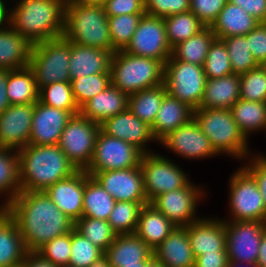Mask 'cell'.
Here are the masks:
<instances>
[{
  "label": "cell",
  "instance_id": "2e32d148",
  "mask_svg": "<svg viewBox=\"0 0 266 267\" xmlns=\"http://www.w3.org/2000/svg\"><path fill=\"white\" fill-rule=\"evenodd\" d=\"M93 177L116 201L148 202L140 166L96 172Z\"/></svg>",
  "mask_w": 266,
  "mask_h": 267
},
{
  "label": "cell",
  "instance_id": "8d00e7d4",
  "mask_svg": "<svg viewBox=\"0 0 266 267\" xmlns=\"http://www.w3.org/2000/svg\"><path fill=\"white\" fill-rule=\"evenodd\" d=\"M240 131L248 139L253 131L266 128V102L239 99L231 108Z\"/></svg>",
  "mask_w": 266,
  "mask_h": 267
},
{
  "label": "cell",
  "instance_id": "f546056e",
  "mask_svg": "<svg viewBox=\"0 0 266 267\" xmlns=\"http://www.w3.org/2000/svg\"><path fill=\"white\" fill-rule=\"evenodd\" d=\"M175 227L163 213L148 203L143 205L140 210L135 234L154 250Z\"/></svg>",
  "mask_w": 266,
  "mask_h": 267
},
{
  "label": "cell",
  "instance_id": "7a4b0ae2",
  "mask_svg": "<svg viewBox=\"0 0 266 267\" xmlns=\"http://www.w3.org/2000/svg\"><path fill=\"white\" fill-rule=\"evenodd\" d=\"M17 154L21 191H46L78 171L58 144H29Z\"/></svg>",
  "mask_w": 266,
  "mask_h": 267
},
{
  "label": "cell",
  "instance_id": "11a10c76",
  "mask_svg": "<svg viewBox=\"0 0 266 267\" xmlns=\"http://www.w3.org/2000/svg\"><path fill=\"white\" fill-rule=\"evenodd\" d=\"M250 162L244 167L253 175L258 183L266 208V157L257 155L256 157H252Z\"/></svg>",
  "mask_w": 266,
  "mask_h": 267
},
{
  "label": "cell",
  "instance_id": "d6986e66",
  "mask_svg": "<svg viewBox=\"0 0 266 267\" xmlns=\"http://www.w3.org/2000/svg\"><path fill=\"white\" fill-rule=\"evenodd\" d=\"M160 143L175 154L189 159L218 156L209 138L202 132L194 119L170 132Z\"/></svg>",
  "mask_w": 266,
  "mask_h": 267
},
{
  "label": "cell",
  "instance_id": "94428289",
  "mask_svg": "<svg viewBox=\"0 0 266 267\" xmlns=\"http://www.w3.org/2000/svg\"><path fill=\"white\" fill-rule=\"evenodd\" d=\"M257 265L259 267L266 266V230L264 231L261 238V244L259 246V254L257 258Z\"/></svg>",
  "mask_w": 266,
  "mask_h": 267
},
{
  "label": "cell",
  "instance_id": "a7ac6f4b",
  "mask_svg": "<svg viewBox=\"0 0 266 267\" xmlns=\"http://www.w3.org/2000/svg\"><path fill=\"white\" fill-rule=\"evenodd\" d=\"M6 210V207L4 205H0V216L1 214Z\"/></svg>",
  "mask_w": 266,
  "mask_h": 267
},
{
  "label": "cell",
  "instance_id": "681fc988",
  "mask_svg": "<svg viewBox=\"0 0 266 267\" xmlns=\"http://www.w3.org/2000/svg\"><path fill=\"white\" fill-rule=\"evenodd\" d=\"M36 252L56 266L69 264L71 257V231L48 241Z\"/></svg>",
  "mask_w": 266,
  "mask_h": 267
},
{
  "label": "cell",
  "instance_id": "7bdbcfd3",
  "mask_svg": "<svg viewBox=\"0 0 266 267\" xmlns=\"http://www.w3.org/2000/svg\"><path fill=\"white\" fill-rule=\"evenodd\" d=\"M143 15L145 14L108 16L113 52L124 50L127 47Z\"/></svg>",
  "mask_w": 266,
  "mask_h": 267
},
{
  "label": "cell",
  "instance_id": "f1b7e54d",
  "mask_svg": "<svg viewBox=\"0 0 266 267\" xmlns=\"http://www.w3.org/2000/svg\"><path fill=\"white\" fill-rule=\"evenodd\" d=\"M27 253L17 223L5 210L0 216V267H19Z\"/></svg>",
  "mask_w": 266,
  "mask_h": 267
},
{
  "label": "cell",
  "instance_id": "9c48e42d",
  "mask_svg": "<svg viewBox=\"0 0 266 267\" xmlns=\"http://www.w3.org/2000/svg\"><path fill=\"white\" fill-rule=\"evenodd\" d=\"M229 186L232 215L229 221L266 222V208L258 183L244 166L234 172Z\"/></svg>",
  "mask_w": 266,
  "mask_h": 267
},
{
  "label": "cell",
  "instance_id": "4fadbf2b",
  "mask_svg": "<svg viewBox=\"0 0 266 267\" xmlns=\"http://www.w3.org/2000/svg\"><path fill=\"white\" fill-rule=\"evenodd\" d=\"M123 51L165 64L171 57L172 48L167 41L164 18L143 15L130 43Z\"/></svg>",
  "mask_w": 266,
  "mask_h": 267
},
{
  "label": "cell",
  "instance_id": "44dd1931",
  "mask_svg": "<svg viewBox=\"0 0 266 267\" xmlns=\"http://www.w3.org/2000/svg\"><path fill=\"white\" fill-rule=\"evenodd\" d=\"M185 227L195 258L204 253H227L224 219L204 217Z\"/></svg>",
  "mask_w": 266,
  "mask_h": 267
},
{
  "label": "cell",
  "instance_id": "603a6c76",
  "mask_svg": "<svg viewBox=\"0 0 266 267\" xmlns=\"http://www.w3.org/2000/svg\"><path fill=\"white\" fill-rule=\"evenodd\" d=\"M113 51L88 47L71 42L69 60L70 81L82 76L110 73Z\"/></svg>",
  "mask_w": 266,
  "mask_h": 267
},
{
  "label": "cell",
  "instance_id": "003e7915",
  "mask_svg": "<svg viewBox=\"0 0 266 267\" xmlns=\"http://www.w3.org/2000/svg\"><path fill=\"white\" fill-rule=\"evenodd\" d=\"M241 266L240 262H236V261H229L228 262V266L227 267H238ZM246 266L248 267H259L257 264H253V263H246Z\"/></svg>",
  "mask_w": 266,
  "mask_h": 267
},
{
  "label": "cell",
  "instance_id": "db71d44e",
  "mask_svg": "<svg viewBox=\"0 0 266 267\" xmlns=\"http://www.w3.org/2000/svg\"><path fill=\"white\" fill-rule=\"evenodd\" d=\"M103 8L107 16L146 14L144 0H108Z\"/></svg>",
  "mask_w": 266,
  "mask_h": 267
},
{
  "label": "cell",
  "instance_id": "8c879c8a",
  "mask_svg": "<svg viewBox=\"0 0 266 267\" xmlns=\"http://www.w3.org/2000/svg\"><path fill=\"white\" fill-rule=\"evenodd\" d=\"M266 71V61L261 65Z\"/></svg>",
  "mask_w": 266,
  "mask_h": 267
},
{
  "label": "cell",
  "instance_id": "ac0fdd59",
  "mask_svg": "<svg viewBox=\"0 0 266 267\" xmlns=\"http://www.w3.org/2000/svg\"><path fill=\"white\" fill-rule=\"evenodd\" d=\"M72 116L67 110L47 106L38 100L34 103L29 144L57 145Z\"/></svg>",
  "mask_w": 266,
  "mask_h": 267
},
{
  "label": "cell",
  "instance_id": "484cf974",
  "mask_svg": "<svg viewBox=\"0 0 266 267\" xmlns=\"http://www.w3.org/2000/svg\"><path fill=\"white\" fill-rule=\"evenodd\" d=\"M193 113V108L167 93L151 127L156 141L160 142L170 132L189 123L193 119Z\"/></svg>",
  "mask_w": 266,
  "mask_h": 267
},
{
  "label": "cell",
  "instance_id": "7402d4cb",
  "mask_svg": "<svg viewBox=\"0 0 266 267\" xmlns=\"http://www.w3.org/2000/svg\"><path fill=\"white\" fill-rule=\"evenodd\" d=\"M45 192L57 208L75 222L83 213L84 170L56 182Z\"/></svg>",
  "mask_w": 266,
  "mask_h": 267
},
{
  "label": "cell",
  "instance_id": "f5cc1de1",
  "mask_svg": "<svg viewBox=\"0 0 266 267\" xmlns=\"http://www.w3.org/2000/svg\"><path fill=\"white\" fill-rule=\"evenodd\" d=\"M246 38L254 59L262 65L266 61V23H259Z\"/></svg>",
  "mask_w": 266,
  "mask_h": 267
},
{
  "label": "cell",
  "instance_id": "83f0119b",
  "mask_svg": "<svg viewBox=\"0 0 266 267\" xmlns=\"http://www.w3.org/2000/svg\"><path fill=\"white\" fill-rule=\"evenodd\" d=\"M128 95L110 84L81 108L80 113L89 120L101 124L105 119L113 117L128 108Z\"/></svg>",
  "mask_w": 266,
  "mask_h": 267
},
{
  "label": "cell",
  "instance_id": "ffe728a7",
  "mask_svg": "<svg viewBox=\"0 0 266 267\" xmlns=\"http://www.w3.org/2000/svg\"><path fill=\"white\" fill-rule=\"evenodd\" d=\"M100 130L110 137L134 145L144 154L152 153V151L146 149V143L156 141L151 127L136 117L128 108L113 117L105 119L100 124Z\"/></svg>",
  "mask_w": 266,
  "mask_h": 267
},
{
  "label": "cell",
  "instance_id": "8992f818",
  "mask_svg": "<svg viewBox=\"0 0 266 267\" xmlns=\"http://www.w3.org/2000/svg\"><path fill=\"white\" fill-rule=\"evenodd\" d=\"M193 119L209 138L214 151L238 159L250 157L248 139L236 124L231 109L198 108Z\"/></svg>",
  "mask_w": 266,
  "mask_h": 267
},
{
  "label": "cell",
  "instance_id": "e575fe53",
  "mask_svg": "<svg viewBox=\"0 0 266 267\" xmlns=\"http://www.w3.org/2000/svg\"><path fill=\"white\" fill-rule=\"evenodd\" d=\"M167 94L165 84L143 89L128 97V109L150 127L153 126L162 100Z\"/></svg>",
  "mask_w": 266,
  "mask_h": 267
},
{
  "label": "cell",
  "instance_id": "60d3db41",
  "mask_svg": "<svg viewBox=\"0 0 266 267\" xmlns=\"http://www.w3.org/2000/svg\"><path fill=\"white\" fill-rule=\"evenodd\" d=\"M74 229L104 253L117 236L108 221L86 216L74 222Z\"/></svg>",
  "mask_w": 266,
  "mask_h": 267
},
{
  "label": "cell",
  "instance_id": "277c9868",
  "mask_svg": "<svg viewBox=\"0 0 266 267\" xmlns=\"http://www.w3.org/2000/svg\"><path fill=\"white\" fill-rule=\"evenodd\" d=\"M62 36L72 43L112 51L108 16L101 6L67 0Z\"/></svg>",
  "mask_w": 266,
  "mask_h": 267
},
{
  "label": "cell",
  "instance_id": "3957f363",
  "mask_svg": "<svg viewBox=\"0 0 266 267\" xmlns=\"http://www.w3.org/2000/svg\"><path fill=\"white\" fill-rule=\"evenodd\" d=\"M18 1L9 10L8 25L32 45L63 35L67 0Z\"/></svg>",
  "mask_w": 266,
  "mask_h": 267
},
{
  "label": "cell",
  "instance_id": "8fae6325",
  "mask_svg": "<svg viewBox=\"0 0 266 267\" xmlns=\"http://www.w3.org/2000/svg\"><path fill=\"white\" fill-rule=\"evenodd\" d=\"M143 154L134 145L110 137L99 130L93 158L85 171L93 176L96 172L138 167L141 164Z\"/></svg>",
  "mask_w": 266,
  "mask_h": 267
},
{
  "label": "cell",
  "instance_id": "30bf717a",
  "mask_svg": "<svg viewBox=\"0 0 266 267\" xmlns=\"http://www.w3.org/2000/svg\"><path fill=\"white\" fill-rule=\"evenodd\" d=\"M100 124L81 113L73 115L65 126L58 143L77 170H86L93 158Z\"/></svg>",
  "mask_w": 266,
  "mask_h": 267
},
{
  "label": "cell",
  "instance_id": "52a82bcc",
  "mask_svg": "<svg viewBox=\"0 0 266 267\" xmlns=\"http://www.w3.org/2000/svg\"><path fill=\"white\" fill-rule=\"evenodd\" d=\"M71 42L65 37L32 45L30 65L38 89L55 82L70 81Z\"/></svg>",
  "mask_w": 266,
  "mask_h": 267
},
{
  "label": "cell",
  "instance_id": "89a4df30",
  "mask_svg": "<svg viewBox=\"0 0 266 267\" xmlns=\"http://www.w3.org/2000/svg\"><path fill=\"white\" fill-rule=\"evenodd\" d=\"M122 267H145V263H139V266H122Z\"/></svg>",
  "mask_w": 266,
  "mask_h": 267
},
{
  "label": "cell",
  "instance_id": "e7e4bbea",
  "mask_svg": "<svg viewBox=\"0 0 266 267\" xmlns=\"http://www.w3.org/2000/svg\"><path fill=\"white\" fill-rule=\"evenodd\" d=\"M85 5H94L103 7L108 0H71Z\"/></svg>",
  "mask_w": 266,
  "mask_h": 267
},
{
  "label": "cell",
  "instance_id": "f35d334b",
  "mask_svg": "<svg viewBox=\"0 0 266 267\" xmlns=\"http://www.w3.org/2000/svg\"><path fill=\"white\" fill-rule=\"evenodd\" d=\"M166 37L171 48L199 33L206 26L191 11L164 17Z\"/></svg>",
  "mask_w": 266,
  "mask_h": 267
},
{
  "label": "cell",
  "instance_id": "bcb514c9",
  "mask_svg": "<svg viewBox=\"0 0 266 267\" xmlns=\"http://www.w3.org/2000/svg\"><path fill=\"white\" fill-rule=\"evenodd\" d=\"M203 70L207 79L221 78L233 73L228 50L222 39L215 38L211 43Z\"/></svg>",
  "mask_w": 266,
  "mask_h": 267
},
{
  "label": "cell",
  "instance_id": "f6af8a7d",
  "mask_svg": "<svg viewBox=\"0 0 266 267\" xmlns=\"http://www.w3.org/2000/svg\"><path fill=\"white\" fill-rule=\"evenodd\" d=\"M72 93L79 108L111 84L110 73H98L72 79Z\"/></svg>",
  "mask_w": 266,
  "mask_h": 267
},
{
  "label": "cell",
  "instance_id": "ab89813d",
  "mask_svg": "<svg viewBox=\"0 0 266 267\" xmlns=\"http://www.w3.org/2000/svg\"><path fill=\"white\" fill-rule=\"evenodd\" d=\"M148 202L116 201L108 218V223L117 235L134 234L139 213Z\"/></svg>",
  "mask_w": 266,
  "mask_h": 267
},
{
  "label": "cell",
  "instance_id": "ba28073f",
  "mask_svg": "<svg viewBox=\"0 0 266 267\" xmlns=\"http://www.w3.org/2000/svg\"><path fill=\"white\" fill-rule=\"evenodd\" d=\"M206 81L203 66L176 60L172 56L165 63L164 84L167 93L194 110L202 101Z\"/></svg>",
  "mask_w": 266,
  "mask_h": 267
},
{
  "label": "cell",
  "instance_id": "6f0895ef",
  "mask_svg": "<svg viewBox=\"0 0 266 267\" xmlns=\"http://www.w3.org/2000/svg\"><path fill=\"white\" fill-rule=\"evenodd\" d=\"M227 253H204L195 258L194 267H227Z\"/></svg>",
  "mask_w": 266,
  "mask_h": 267
},
{
  "label": "cell",
  "instance_id": "d6a6232c",
  "mask_svg": "<svg viewBox=\"0 0 266 267\" xmlns=\"http://www.w3.org/2000/svg\"><path fill=\"white\" fill-rule=\"evenodd\" d=\"M116 200L103 186L84 170V195L82 216L107 221Z\"/></svg>",
  "mask_w": 266,
  "mask_h": 267
},
{
  "label": "cell",
  "instance_id": "9a60e30c",
  "mask_svg": "<svg viewBox=\"0 0 266 267\" xmlns=\"http://www.w3.org/2000/svg\"><path fill=\"white\" fill-rule=\"evenodd\" d=\"M204 193L202 188H197L189 182L185 187L158 195L150 204L175 226L185 227L200 219L195 216V213L198 201Z\"/></svg>",
  "mask_w": 266,
  "mask_h": 267
},
{
  "label": "cell",
  "instance_id": "e0dca14e",
  "mask_svg": "<svg viewBox=\"0 0 266 267\" xmlns=\"http://www.w3.org/2000/svg\"><path fill=\"white\" fill-rule=\"evenodd\" d=\"M34 103L10 105L0 114V147L19 150L29 145Z\"/></svg>",
  "mask_w": 266,
  "mask_h": 267
},
{
  "label": "cell",
  "instance_id": "5bb4252c",
  "mask_svg": "<svg viewBox=\"0 0 266 267\" xmlns=\"http://www.w3.org/2000/svg\"><path fill=\"white\" fill-rule=\"evenodd\" d=\"M224 224L228 260L241 264H257L259 246L266 230V222L224 220Z\"/></svg>",
  "mask_w": 266,
  "mask_h": 267
},
{
  "label": "cell",
  "instance_id": "7c38bea8",
  "mask_svg": "<svg viewBox=\"0 0 266 267\" xmlns=\"http://www.w3.org/2000/svg\"><path fill=\"white\" fill-rule=\"evenodd\" d=\"M140 168L148 203L158 195L185 187L190 182L181 168L159 154H143Z\"/></svg>",
  "mask_w": 266,
  "mask_h": 267
},
{
  "label": "cell",
  "instance_id": "6125c7cd",
  "mask_svg": "<svg viewBox=\"0 0 266 267\" xmlns=\"http://www.w3.org/2000/svg\"><path fill=\"white\" fill-rule=\"evenodd\" d=\"M89 267H111L108 256L104 253L96 259Z\"/></svg>",
  "mask_w": 266,
  "mask_h": 267
},
{
  "label": "cell",
  "instance_id": "cb8c5ba5",
  "mask_svg": "<svg viewBox=\"0 0 266 267\" xmlns=\"http://www.w3.org/2000/svg\"><path fill=\"white\" fill-rule=\"evenodd\" d=\"M153 256L165 267H194L195 256L192 252L186 227H178L153 250Z\"/></svg>",
  "mask_w": 266,
  "mask_h": 267
},
{
  "label": "cell",
  "instance_id": "4dcf8cb0",
  "mask_svg": "<svg viewBox=\"0 0 266 267\" xmlns=\"http://www.w3.org/2000/svg\"><path fill=\"white\" fill-rule=\"evenodd\" d=\"M240 99V75L230 74L207 79L202 101L198 108L231 109Z\"/></svg>",
  "mask_w": 266,
  "mask_h": 267
},
{
  "label": "cell",
  "instance_id": "74e56055",
  "mask_svg": "<svg viewBox=\"0 0 266 267\" xmlns=\"http://www.w3.org/2000/svg\"><path fill=\"white\" fill-rule=\"evenodd\" d=\"M20 192L17 150L0 147V194L6 193L4 195L7 197L4 206L9 205Z\"/></svg>",
  "mask_w": 266,
  "mask_h": 267
},
{
  "label": "cell",
  "instance_id": "1f68e13d",
  "mask_svg": "<svg viewBox=\"0 0 266 267\" xmlns=\"http://www.w3.org/2000/svg\"><path fill=\"white\" fill-rule=\"evenodd\" d=\"M260 22L245 12L241 7L230 3L225 4L219 12L211 29L218 39L230 36L247 35Z\"/></svg>",
  "mask_w": 266,
  "mask_h": 267
},
{
  "label": "cell",
  "instance_id": "4316f807",
  "mask_svg": "<svg viewBox=\"0 0 266 267\" xmlns=\"http://www.w3.org/2000/svg\"><path fill=\"white\" fill-rule=\"evenodd\" d=\"M5 26L0 27V69L29 67L32 44L10 25Z\"/></svg>",
  "mask_w": 266,
  "mask_h": 267
},
{
  "label": "cell",
  "instance_id": "6da1fadb",
  "mask_svg": "<svg viewBox=\"0 0 266 267\" xmlns=\"http://www.w3.org/2000/svg\"><path fill=\"white\" fill-rule=\"evenodd\" d=\"M6 211L17 223L28 252H36L48 241L74 229V221L57 208L45 191H21Z\"/></svg>",
  "mask_w": 266,
  "mask_h": 267
},
{
  "label": "cell",
  "instance_id": "c3c4849f",
  "mask_svg": "<svg viewBox=\"0 0 266 267\" xmlns=\"http://www.w3.org/2000/svg\"><path fill=\"white\" fill-rule=\"evenodd\" d=\"M104 252L75 229L71 231V257L69 265L89 267Z\"/></svg>",
  "mask_w": 266,
  "mask_h": 267
},
{
  "label": "cell",
  "instance_id": "816d5d0a",
  "mask_svg": "<svg viewBox=\"0 0 266 267\" xmlns=\"http://www.w3.org/2000/svg\"><path fill=\"white\" fill-rule=\"evenodd\" d=\"M228 0H190V11L206 26L211 27Z\"/></svg>",
  "mask_w": 266,
  "mask_h": 267
},
{
  "label": "cell",
  "instance_id": "d590c367",
  "mask_svg": "<svg viewBox=\"0 0 266 267\" xmlns=\"http://www.w3.org/2000/svg\"><path fill=\"white\" fill-rule=\"evenodd\" d=\"M215 38L211 27H205L186 41L173 46L171 56L176 60L203 66Z\"/></svg>",
  "mask_w": 266,
  "mask_h": 267
},
{
  "label": "cell",
  "instance_id": "03108f58",
  "mask_svg": "<svg viewBox=\"0 0 266 267\" xmlns=\"http://www.w3.org/2000/svg\"><path fill=\"white\" fill-rule=\"evenodd\" d=\"M145 267H165V266L154 256H152L147 262H145Z\"/></svg>",
  "mask_w": 266,
  "mask_h": 267
},
{
  "label": "cell",
  "instance_id": "be15d7a7",
  "mask_svg": "<svg viewBox=\"0 0 266 267\" xmlns=\"http://www.w3.org/2000/svg\"><path fill=\"white\" fill-rule=\"evenodd\" d=\"M9 22V12L6 9V4L3 0H0V27H2L5 23Z\"/></svg>",
  "mask_w": 266,
  "mask_h": 267
},
{
  "label": "cell",
  "instance_id": "836d02e7",
  "mask_svg": "<svg viewBox=\"0 0 266 267\" xmlns=\"http://www.w3.org/2000/svg\"><path fill=\"white\" fill-rule=\"evenodd\" d=\"M6 92L11 105L36 103L39 100V89L33 70L30 67L10 70Z\"/></svg>",
  "mask_w": 266,
  "mask_h": 267
},
{
  "label": "cell",
  "instance_id": "680465c9",
  "mask_svg": "<svg viewBox=\"0 0 266 267\" xmlns=\"http://www.w3.org/2000/svg\"><path fill=\"white\" fill-rule=\"evenodd\" d=\"M19 267H58L37 252H28Z\"/></svg>",
  "mask_w": 266,
  "mask_h": 267
},
{
  "label": "cell",
  "instance_id": "5b68a950",
  "mask_svg": "<svg viewBox=\"0 0 266 267\" xmlns=\"http://www.w3.org/2000/svg\"><path fill=\"white\" fill-rule=\"evenodd\" d=\"M164 72L163 62L123 50L114 52L110 63L111 84L128 96L164 84Z\"/></svg>",
  "mask_w": 266,
  "mask_h": 267
},
{
  "label": "cell",
  "instance_id": "9f6ffc18",
  "mask_svg": "<svg viewBox=\"0 0 266 267\" xmlns=\"http://www.w3.org/2000/svg\"><path fill=\"white\" fill-rule=\"evenodd\" d=\"M241 7L260 23H266V0H228Z\"/></svg>",
  "mask_w": 266,
  "mask_h": 267
},
{
  "label": "cell",
  "instance_id": "2644e50d",
  "mask_svg": "<svg viewBox=\"0 0 266 267\" xmlns=\"http://www.w3.org/2000/svg\"><path fill=\"white\" fill-rule=\"evenodd\" d=\"M58 267H74V266L67 264V265L58 266Z\"/></svg>",
  "mask_w": 266,
  "mask_h": 267
},
{
  "label": "cell",
  "instance_id": "ee69618b",
  "mask_svg": "<svg viewBox=\"0 0 266 267\" xmlns=\"http://www.w3.org/2000/svg\"><path fill=\"white\" fill-rule=\"evenodd\" d=\"M222 40L227 47L234 74L241 75L259 66L249 50L246 35L230 36Z\"/></svg>",
  "mask_w": 266,
  "mask_h": 267
},
{
  "label": "cell",
  "instance_id": "b9f144b4",
  "mask_svg": "<svg viewBox=\"0 0 266 267\" xmlns=\"http://www.w3.org/2000/svg\"><path fill=\"white\" fill-rule=\"evenodd\" d=\"M39 101L47 106L67 110L72 115L80 113L71 82H55L39 89Z\"/></svg>",
  "mask_w": 266,
  "mask_h": 267
},
{
  "label": "cell",
  "instance_id": "91938a15",
  "mask_svg": "<svg viewBox=\"0 0 266 267\" xmlns=\"http://www.w3.org/2000/svg\"><path fill=\"white\" fill-rule=\"evenodd\" d=\"M9 71L10 70L7 69H0V114H2L11 105L6 92Z\"/></svg>",
  "mask_w": 266,
  "mask_h": 267
},
{
  "label": "cell",
  "instance_id": "d4e9b609",
  "mask_svg": "<svg viewBox=\"0 0 266 267\" xmlns=\"http://www.w3.org/2000/svg\"><path fill=\"white\" fill-rule=\"evenodd\" d=\"M105 254L111 267L139 266L153 256V250L134 233L117 235Z\"/></svg>",
  "mask_w": 266,
  "mask_h": 267
},
{
  "label": "cell",
  "instance_id": "7dc6e473",
  "mask_svg": "<svg viewBox=\"0 0 266 267\" xmlns=\"http://www.w3.org/2000/svg\"><path fill=\"white\" fill-rule=\"evenodd\" d=\"M240 99L266 102V71L261 65L240 75Z\"/></svg>",
  "mask_w": 266,
  "mask_h": 267
},
{
  "label": "cell",
  "instance_id": "f907efd6",
  "mask_svg": "<svg viewBox=\"0 0 266 267\" xmlns=\"http://www.w3.org/2000/svg\"><path fill=\"white\" fill-rule=\"evenodd\" d=\"M146 14L154 17H169L190 11V0H144Z\"/></svg>",
  "mask_w": 266,
  "mask_h": 267
}]
</instances>
